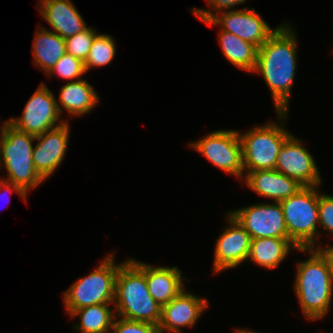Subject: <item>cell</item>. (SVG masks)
<instances>
[{"label":"cell","mask_w":333,"mask_h":333,"mask_svg":"<svg viewBox=\"0 0 333 333\" xmlns=\"http://www.w3.org/2000/svg\"><path fill=\"white\" fill-rule=\"evenodd\" d=\"M319 239L323 235L321 229L333 238V195L319 191Z\"/></svg>","instance_id":"27"},{"label":"cell","mask_w":333,"mask_h":333,"mask_svg":"<svg viewBox=\"0 0 333 333\" xmlns=\"http://www.w3.org/2000/svg\"><path fill=\"white\" fill-rule=\"evenodd\" d=\"M189 148L202 154L215 167L225 173L244 179L242 144L238 130H214L190 142Z\"/></svg>","instance_id":"8"},{"label":"cell","mask_w":333,"mask_h":333,"mask_svg":"<svg viewBox=\"0 0 333 333\" xmlns=\"http://www.w3.org/2000/svg\"><path fill=\"white\" fill-rule=\"evenodd\" d=\"M145 278L150 295L161 307L186 288L183 273L177 266L145 263Z\"/></svg>","instance_id":"18"},{"label":"cell","mask_w":333,"mask_h":333,"mask_svg":"<svg viewBox=\"0 0 333 333\" xmlns=\"http://www.w3.org/2000/svg\"><path fill=\"white\" fill-rule=\"evenodd\" d=\"M203 23L207 26H217L220 30L232 33L259 48L279 27L278 25L273 29L255 11V8L249 9L248 7L219 11Z\"/></svg>","instance_id":"10"},{"label":"cell","mask_w":333,"mask_h":333,"mask_svg":"<svg viewBox=\"0 0 333 333\" xmlns=\"http://www.w3.org/2000/svg\"><path fill=\"white\" fill-rule=\"evenodd\" d=\"M61 117L64 116L59 113L55 94L45 83H40L24 106L22 115L7 121L16 129L36 137L68 121Z\"/></svg>","instance_id":"9"},{"label":"cell","mask_w":333,"mask_h":333,"mask_svg":"<svg viewBox=\"0 0 333 333\" xmlns=\"http://www.w3.org/2000/svg\"><path fill=\"white\" fill-rule=\"evenodd\" d=\"M209 6V10L205 8H190L192 14L200 21L210 19L217 12L222 10L235 9L238 5H243L247 0H206Z\"/></svg>","instance_id":"28"},{"label":"cell","mask_w":333,"mask_h":333,"mask_svg":"<svg viewBox=\"0 0 333 333\" xmlns=\"http://www.w3.org/2000/svg\"><path fill=\"white\" fill-rule=\"evenodd\" d=\"M242 182L256 194L270 198L273 202H281L303 187L297 180L275 169L248 172Z\"/></svg>","instance_id":"17"},{"label":"cell","mask_w":333,"mask_h":333,"mask_svg":"<svg viewBox=\"0 0 333 333\" xmlns=\"http://www.w3.org/2000/svg\"><path fill=\"white\" fill-rule=\"evenodd\" d=\"M110 333H161L157 325L116 316Z\"/></svg>","instance_id":"29"},{"label":"cell","mask_w":333,"mask_h":333,"mask_svg":"<svg viewBox=\"0 0 333 333\" xmlns=\"http://www.w3.org/2000/svg\"><path fill=\"white\" fill-rule=\"evenodd\" d=\"M36 7L52 31L64 39L88 27L72 0H39Z\"/></svg>","instance_id":"16"},{"label":"cell","mask_w":333,"mask_h":333,"mask_svg":"<svg viewBox=\"0 0 333 333\" xmlns=\"http://www.w3.org/2000/svg\"><path fill=\"white\" fill-rule=\"evenodd\" d=\"M280 24L258 49L253 73L261 75L266 82L276 112H289L291 89L297 71L298 41L292 23L286 21Z\"/></svg>","instance_id":"1"},{"label":"cell","mask_w":333,"mask_h":333,"mask_svg":"<svg viewBox=\"0 0 333 333\" xmlns=\"http://www.w3.org/2000/svg\"><path fill=\"white\" fill-rule=\"evenodd\" d=\"M298 247L288 237L251 239L247 261L267 269H276Z\"/></svg>","instance_id":"20"},{"label":"cell","mask_w":333,"mask_h":333,"mask_svg":"<svg viewBox=\"0 0 333 333\" xmlns=\"http://www.w3.org/2000/svg\"><path fill=\"white\" fill-rule=\"evenodd\" d=\"M230 211L250 234L251 239L288 237L280 202L255 203Z\"/></svg>","instance_id":"11"},{"label":"cell","mask_w":333,"mask_h":333,"mask_svg":"<svg viewBox=\"0 0 333 333\" xmlns=\"http://www.w3.org/2000/svg\"><path fill=\"white\" fill-rule=\"evenodd\" d=\"M32 52L34 65L46 75L66 53L65 39L48 28L37 25Z\"/></svg>","instance_id":"21"},{"label":"cell","mask_w":333,"mask_h":333,"mask_svg":"<svg viewBox=\"0 0 333 333\" xmlns=\"http://www.w3.org/2000/svg\"><path fill=\"white\" fill-rule=\"evenodd\" d=\"M208 307L207 298L198 297L185 288L168 304L162 306L158 327L161 333H182V328H194Z\"/></svg>","instance_id":"14"},{"label":"cell","mask_w":333,"mask_h":333,"mask_svg":"<svg viewBox=\"0 0 333 333\" xmlns=\"http://www.w3.org/2000/svg\"><path fill=\"white\" fill-rule=\"evenodd\" d=\"M321 243V244H320ZM315 249L322 255L325 259L328 269L333 278V245H323V242H319V244L315 247Z\"/></svg>","instance_id":"31"},{"label":"cell","mask_w":333,"mask_h":333,"mask_svg":"<svg viewBox=\"0 0 333 333\" xmlns=\"http://www.w3.org/2000/svg\"><path fill=\"white\" fill-rule=\"evenodd\" d=\"M278 121H267L262 125L241 133L244 176L254 170H273L278 154L285 141L293 134L285 124L289 112H276Z\"/></svg>","instance_id":"5"},{"label":"cell","mask_w":333,"mask_h":333,"mask_svg":"<svg viewBox=\"0 0 333 333\" xmlns=\"http://www.w3.org/2000/svg\"><path fill=\"white\" fill-rule=\"evenodd\" d=\"M36 137L20 131L7 120L3 124L0 141V169L7 176L1 179L20 187L27 195L45 181L33 163V147Z\"/></svg>","instance_id":"4"},{"label":"cell","mask_w":333,"mask_h":333,"mask_svg":"<svg viewBox=\"0 0 333 333\" xmlns=\"http://www.w3.org/2000/svg\"><path fill=\"white\" fill-rule=\"evenodd\" d=\"M69 316L79 318L73 329L80 333H110L116 312L114 304H95L74 310Z\"/></svg>","instance_id":"23"},{"label":"cell","mask_w":333,"mask_h":333,"mask_svg":"<svg viewBox=\"0 0 333 333\" xmlns=\"http://www.w3.org/2000/svg\"><path fill=\"white\" fill-rule=\"evenodd\" d=\"M13 192H16L20 196V198H22L25 202H27L28 195L20 187L0 178V201L3 202L5 196L7 197V195L10 194L8 195L9 197L13 195Z\"/></svg>","instance_id":"30"},{"label":"cell","mask_w":333,"mask_h":333,"mask_svg":"<svg viewBox=\"0 0 333 333\" xmlns=\"http://www.w3.org/2000/svg\"><path fill=\"white\" fill-rule=\"evenodd\" d=\"M91 85L83 78L65 83L60 89L59 98H56L60 115L66 111L76 118L91 113L100 104V97Z\"/></svg>","instance_id":"19"},{"label":"cell","mask_w":333,"mask_h":333,"mask_svg":"<svg viewBox=\"0 0 333 333\" xmlns=\"http://www.w3.org/2000/svg\"><path fill=\"white\" fill-rule=\"evenodd\" d=\"M302 141L293 134L285 141L278 154L275 170L303 186H321L323 180L316 160Z\"/></svg>","instance_id":"13"},{"label":"cell","mask_w":333,"mask_h":333,"mask_svg":"<svg viewBox=\"0 0 333 333\" xmlns=\"http://www.w3.org/2000/svg\"><path fill=\"white\" fill-rule=\"evenodd\" d=\"M115 39L108 34L97 33L91 44L90 52L84 61L86 73L94 67H103L111 64L116 57Z\"/></svg>","instance_id":"24"},{"label":"cell","mask_w":333,"mask_h":333,"mask_svg":"<svg viewBox=\"0 0 333 333\" xmlns=\"http://www.w3.org/2000/svg\"><path fill=\"white\" fill-rule=\"evenodd\" d=\"M96 34V29L87 27L82 32L66 38V52L84 62L90 52L91 44Z\"/></svg>","instance_id":"26"},{"label":"cell","mask_w":333,"mask_h":333,"mask_svg":"<svg viewBox=\"0 0 333 333\" xmlns=\"http://www.w3.org/2000/svg\"><path fill=\"white\" fill-rule=\"evenodd\" d=\"M227 226L215 242L213 274L226 269L237 268L247 261L251 237L244 227L228 212L225 217Z\"/></svg>","instance_id":"12"},{"label":"cell","mask_w":333,"mask_h":333,"mask_svg":"<svg viewBox=\"0 0 333 333\" xmlns=\"http://www.w3.org/2000/svg\"><path fill=\"white\" fill-rule=\"evenodd\" d=\"M218 33L219 45L225 59L239 70L253 73L257 64L259 47L232 33L220 29Z\"/></svg>","instance_id":"22"},{"label":"cell","mask_w":333,"mask_h":333,"mask_svg":"<svg viewBox=\"0 0 333 333\" xmlns=\"http://www.w3.org/2000/svg\"><path fill=\"white\" fill-rule=\"evenodd\" d=\"M86 74L84 62L72 56L69 53H65L57 63L53 66L47 77L52 78L53 75L65 79L66 81H76L82 79Z\"/></svg>","instance_id":"25"},{"label":"cell","mask_w":333,"mask_h":333,"mask_svg":"<svg viewBox=\"0 0 333 333\" xmlns=\"http://www.w3.org/2000/svg\"><path fill=\"white\" fill-rule=\"evenodd\" d=\"M115 253L109 252L91 273L72 283L62 295L65 313L95 304H114L115 279L119 267Z\"/></svg>","instance_id":"6"},{"label":"cell","mask_w":333,"mask_h":333,"mask_svg":"<svg viewBox=\"0 0 333 333\" xmlns=\"http://www.w3.org/2000/svg\"><path fill=\"white\" fill-rule=\"evenodd\" d=\"M0 141H1V137H2V131H3V125H1V123H0Z\"/></svg>","instance_id":"33"},{"label":"cell","mask_w":333,"mask_h":333,"mask_svg":"<svg viewBox=\"0 0 333 333\" xmlns=\"http://www.w3.org/2000/svg\"><path fill=\"white\" fill-rule=\"evenodd\" d=\"M235 333H263V332H258V331L247 329V328H241V329L236 328Z\"/></svg>","instance_id":"32"},{"label":"cell","mask_w":333,"mask_h":333,"mask_svg":"<svg viewBox=\"0 0 333 333\" xmlns=\"http://www.w3.org/2000/svg\"><path fill=\"white\" fill-rule=\"evenodd\" d=\"M319 187L303 186L280 202L288 238L298 248H315L319 239Z\"/></svg>","instance_id":"7"},{"label":"cell","mask_w":333,"mask_h":333,"mask_svg":"<svg viewBox=\"0 0 333 333\" xmlns=\"http://www.w3.org/2000/svg\"><path fill=\"white\" fill-rule=\"evenodd\" d=\"M69 121L36 136L33 147V163L36 171L45 180L49 179L62 164L68 149L71 133Z\"/></svg>","instance_id":"15"},{"label":"cell","mask_w":333,"mask_h":333,"mask_svg":"<svg viewBox=\"0 0 333 333\" xmlns=\"http://www.w3.org/2000/svg\"><path fill=\"white\" fill-rule=\"evenodd\" d=\"M309 257L296 266L294 292L302 314L308 321H319L328 315L333 300V278L327 263L315 248H298Z\"/></svg>","instance_id":"2"},{"label":"cell","mask_w":333,"mask_h":333,"mask_svg":"<svg viewBox=\"0 0 333 333\" xmlns=\"http://www.w3.org/2000/svg\"><path fill=\"white\" fill-rule=\"evenodd\" d=\"M116 316L159 325L162 307L152 298L145 278V262L127 258L115 279Z\"/></svg>","instance_id":"3"}]
</instances>
